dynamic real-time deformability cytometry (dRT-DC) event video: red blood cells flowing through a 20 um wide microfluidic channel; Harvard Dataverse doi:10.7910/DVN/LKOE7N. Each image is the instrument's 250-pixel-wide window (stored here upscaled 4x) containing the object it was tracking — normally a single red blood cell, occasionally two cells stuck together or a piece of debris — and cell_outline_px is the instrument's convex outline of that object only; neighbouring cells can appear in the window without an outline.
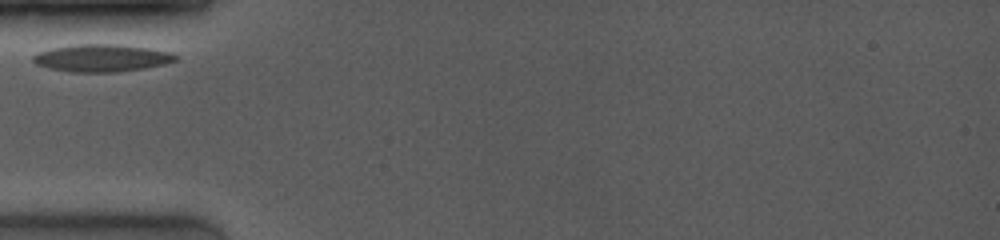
{"species": "common noctule bat (a hibernating species)", "species_latin": "Nyctalus noctula", "temperature_condition": "room temperature", "stored_images_in_passage": 4, "camera_frame_rate_fps": 4000, "um_per_image_px": 0.085, "animal": {"sex": "female", "body_mass_g": 19.0, "forearm_length_mm": 53.3}, "frame": {"image": 1, "passage_image": 1, "time_ms": 0.0, "image_size_px": [1000, 240], "cell_outline_px": [[180, 56], [176, 60], [164, 64], [144, 68], [116, 72], [68, 72], [48, 68], [36, 64], [32, 60], [32, 56], [36, 52], [52, 48], [76, 44], [120, 44], [148, 48], [172, 52]], "centroid_in_image_um": [8.64, 4.93], "position_along_channel_um": 76.4, "area_um2": 22.95}}